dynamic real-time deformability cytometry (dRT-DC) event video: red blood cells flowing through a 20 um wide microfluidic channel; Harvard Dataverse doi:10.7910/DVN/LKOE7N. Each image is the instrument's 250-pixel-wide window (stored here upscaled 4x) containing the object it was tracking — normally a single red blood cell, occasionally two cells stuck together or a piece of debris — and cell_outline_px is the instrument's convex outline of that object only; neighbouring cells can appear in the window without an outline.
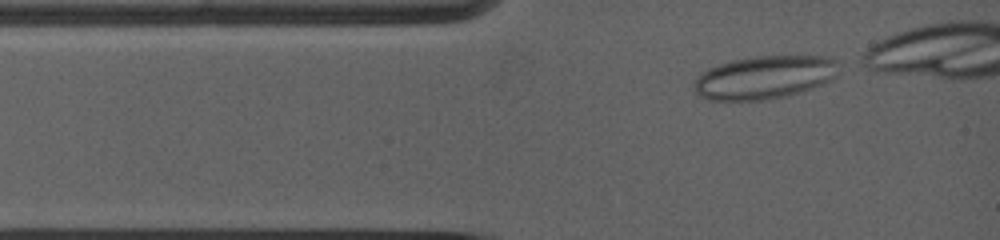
{"species": "common noctule bat (a hibernating species)", "species_latin": "Nyctalus noctula", "temperature_condition": "warm", "stored_images_in_passage": 29, "camera_frame_rate_fps": 5000, "um_per_image_px": 0.085, "animal": {"sex": "female", "body_mass_g": 19.0, "forearm_length_mm": 53.3}, "frame": {"image": 1, "passage_image": 1, "time_ms": 0.0, "image_size_px": [1000, 240], "cell_outline_px": [[840, 64], [836, 76], [832, 80], [812, 88], [788, 96], [764, 100], [708, 100], [700, 96], [696, 92], [692, 84], [708, 68], [732, 60], [756, 56], [832, 56]], "centroid_in_image_um": [65.03, 6.57], "position_along_channel_um": 20.0, "area_um2": 36.59}}
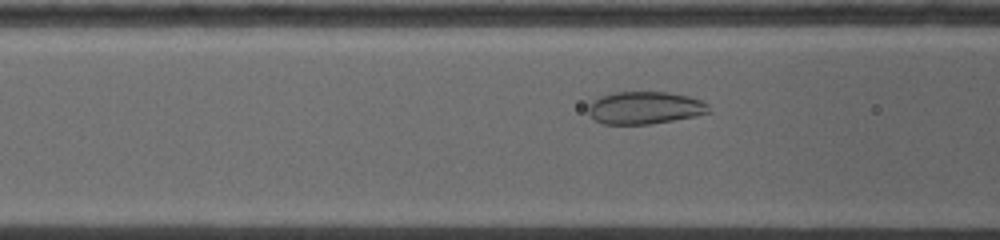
{"frame": {"image": 2, "passage_image": 15, "time_ms": 2.8, "image_size_px": [1000, 240], "cell_outline_px": [[712, 112], [696, 116], [648, 124], [604, 124], [596, 120], [588, 112], [588, 104], [592, 100], [600, 96], [616, 92], [668, 92], [688, 96], [700, 100], [708, 104]], "centroid_in_image_um": [54.82, 9.16], "position_along_channel_um": 111.8, "area_um2": 22.83}}
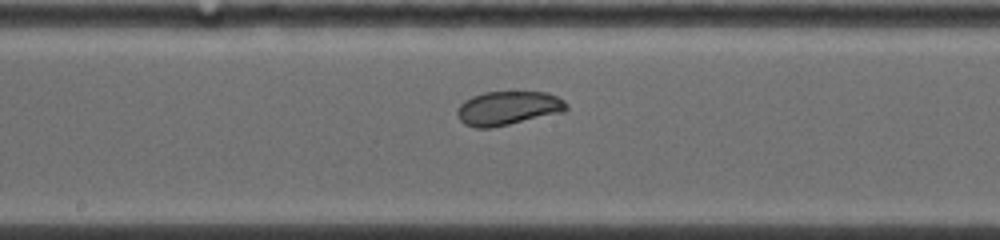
{"frame": {"image": 3, "passage_image": 25, "time_ms": 5.2, "image_size_px": [1000, 240], "cell_outline_px": [[568, 108], [564, 112], [492, 128], [476, 128], [464, 124], [460, 120], [456, 112], [460, 104], [464, 100], [472, 96], [484, 92], [548, 92], [564, 100], [568, 104]], "centroid_in_image_um": [43.19, 9.19], "position_along_channel_um": 205.0, "area_um2": 21.73}}